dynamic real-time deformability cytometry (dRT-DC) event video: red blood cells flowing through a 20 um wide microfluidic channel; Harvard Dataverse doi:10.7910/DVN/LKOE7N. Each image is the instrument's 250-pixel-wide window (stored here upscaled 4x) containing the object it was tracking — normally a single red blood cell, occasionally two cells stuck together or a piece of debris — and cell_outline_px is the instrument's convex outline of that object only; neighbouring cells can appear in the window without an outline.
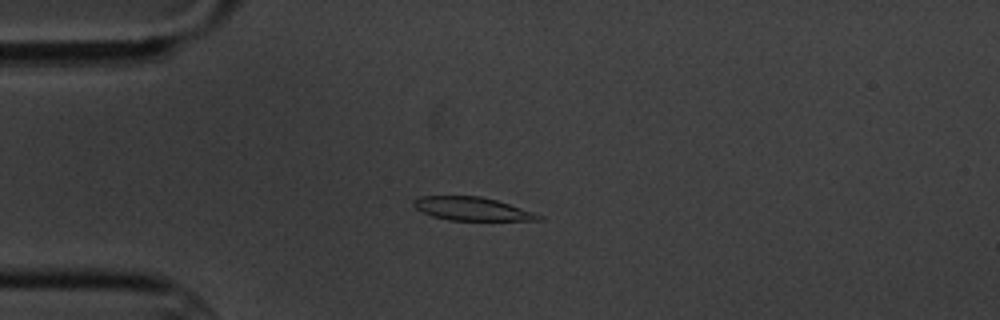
{"species": "common noctule bat (a hibernating species)", "species_latin": "Nyctalus noctula", "temperature_condition": "cold", "stored_images_in_passage": 4, "camera_frame_rate_fps": 3000, "um_per_image_px": 0.085, "animal": {"sex": "male", "body_mass_g": 20.1, "forearm_length_mm": 53.5}, "frame": {"image": 1, "passage_image": 4, "time_ms": 3.333, "image_size_px": [1000, 320], "cell_outline_px": [[544, 220], [448, 220], [432, 216], [416, 208], [412, 204], [412, 200], [416, 196], [480, 196], [496, 200], [544, 216]], "centroid_in_image_um": [40.08, 17.74], "position_along_channel_um": 44.9, "area_um2": 16.88}}